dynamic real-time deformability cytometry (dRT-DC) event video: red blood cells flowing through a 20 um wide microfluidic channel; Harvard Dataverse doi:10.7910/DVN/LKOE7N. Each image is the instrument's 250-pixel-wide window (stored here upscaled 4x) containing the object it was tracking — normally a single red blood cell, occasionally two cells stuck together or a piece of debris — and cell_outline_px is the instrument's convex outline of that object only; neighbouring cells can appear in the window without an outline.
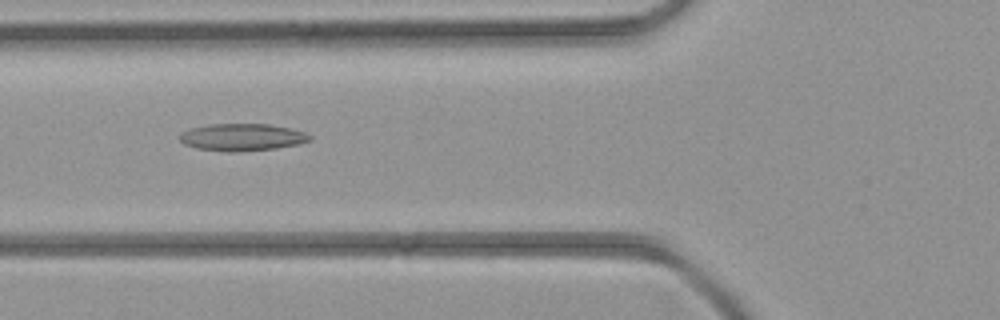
{"species": "common noctule bat (a hibernating species)", "species_latin": "Nyctalus noctula", "temperature_condition": "room temperature", "stored_images_in_passage": 4, "camera_frame_rate_fps": 3000, "um_per_image_px": 0.085, "animal": {"sex": "female", "body_mass_g": 21.9}, "frame": {"image": 1, "passage_image": 4, "time_ms": 3.667, "image_size_px": [1000, 320], "cell_outline_px": [[312, 140], [300, 144], [276, 148], [236, 152], [224, 152], [196, 148], [184, 144], [180, 140], [180, 132], [192, 128], [208, 124], [268, 124], [292, 128], [304, 132], [312, 136]], "centroid_in_image_um": [20.6, 11.66], "position_along_channel_um": 105.2, "area_um2": 20.81}}